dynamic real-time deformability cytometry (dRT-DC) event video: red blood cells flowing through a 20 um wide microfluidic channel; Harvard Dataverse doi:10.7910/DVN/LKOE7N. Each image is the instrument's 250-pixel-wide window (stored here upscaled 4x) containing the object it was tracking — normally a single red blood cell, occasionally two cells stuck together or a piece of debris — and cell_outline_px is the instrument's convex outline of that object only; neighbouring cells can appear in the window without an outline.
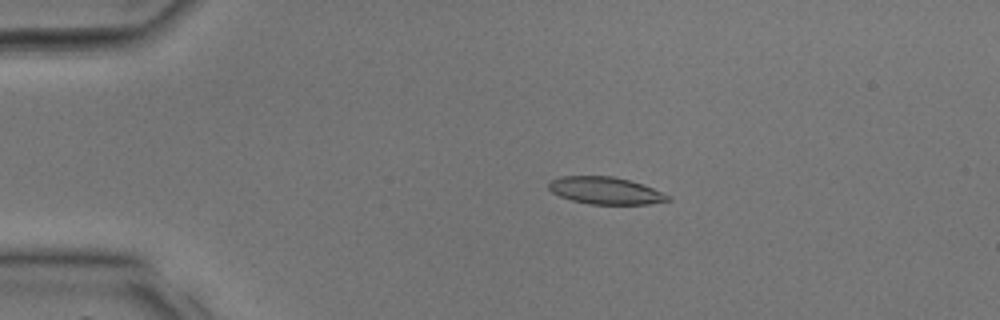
{"species": "common noctule bat (a hibernating species)", "species_latin": "Nyctalus noctula", "temperature_condition": "room temperature", "stored_images_in_passage": 35, "camera_frame_rate_fps": 3000, "um_per_image_px": 0.085, "animal": {"sex": "male", "body_mass_g": 17.9, "forearm_length_mm": 54.2}, "frame": {"image": 1, "passage_image": 7, "time_ms": 2.0, "image_size_px": [1000, 320], "cell_outline_px": [[672, 200], [648, 204], [588, 204], [572, 200], [560, 196], [552, 192], [548, 188], [548, 184], [552, 180], [560, 176], [612, 176], [628, 180], [652, 188], [672, 196]], "centroid_in_image_um": [51.47, 16.21], "position_along_channel_um": 33.5, "area_um2": 18.79}}
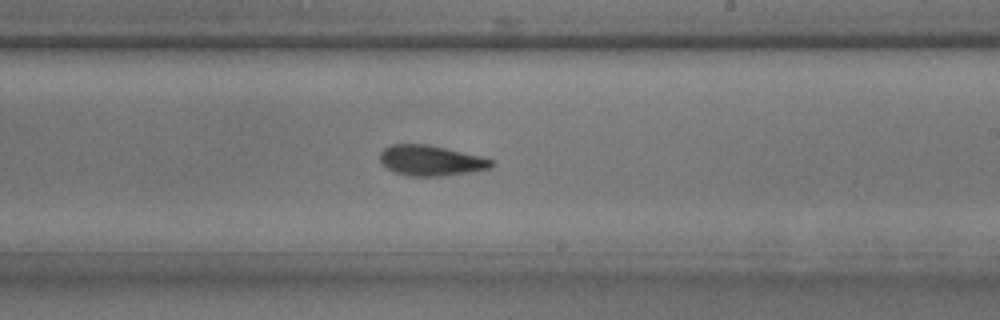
{"frame": {"image": 2, "passage_image": 21, "time_ms": 6.667, "image_size_px": [1000, 320], "cell_outline_px": [[496, 164], [488, 168], [468, 172], [440, 176], [412, 176], [396, 172], [388, 168], [380, 160], [380, 152], [384, 148], [392, 144], [424, 144], [444, 148], [480, 156], [492, 160]], "centroid_in_image_um": [36.61, 13.64], "position_along_channel_um": 252.4, "area_um2": 19.31}}
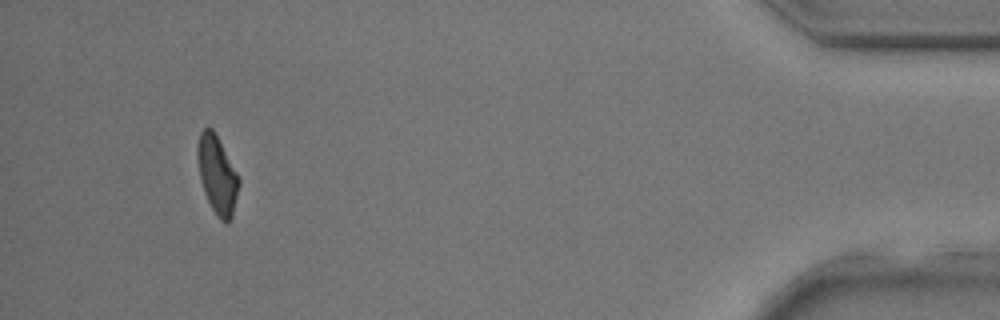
{"frame": {"image": 3, "passage_image": 33, "time_ms": 10.667, "image_size_px": [1000, 320], "cell_outline_px": [[240, 184], [232, 216], [228, 224], [224, 224], [216, 216], [204, 192], [200, 180], [196, 152], [196, 148], [200, 132], [204, 128], [212, 128], [236, 172], [240, 180]], "centroid_in_image_um": [18.45, 14.9], "position_along_channel_um": 416.8, "area_um2": 18.67}}